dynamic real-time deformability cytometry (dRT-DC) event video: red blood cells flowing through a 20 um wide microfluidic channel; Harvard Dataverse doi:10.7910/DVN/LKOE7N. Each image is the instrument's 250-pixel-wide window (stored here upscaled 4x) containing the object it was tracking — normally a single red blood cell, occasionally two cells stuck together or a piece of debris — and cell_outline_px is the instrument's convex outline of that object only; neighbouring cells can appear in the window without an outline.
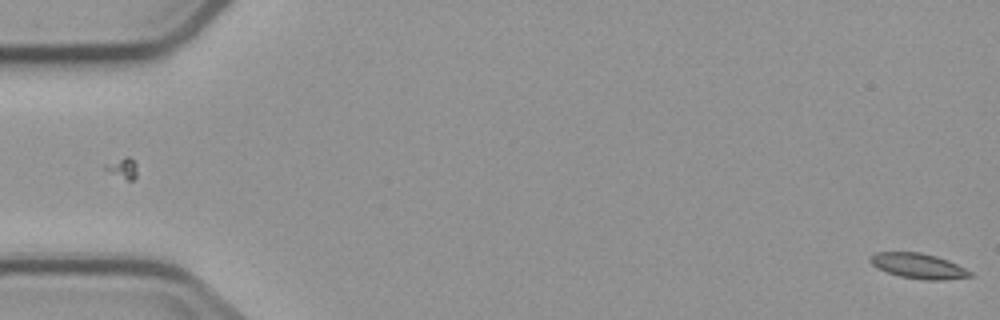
{"species": "common noctule bat (a hibernating species)", "species_latin": "Nyctalus noctula", "temperature_condition": "cold", "stored_images_in_passage": 2, "camera_frame_rate_fps": 3000, "um_per_image_px": 0.085, "animal": {"sex": "male", "body_mass_g": 23.1, "forearm_length_mm": 52.7}, "frame": {"image": 1, "passage_image": 2, "time_ms": 1.333, "image_size_px": [1000, 320], "cell_outline_px": [[972, 276], [944, 280], [924, 280], [900, 276], [888, 272], [872, 264], [868, 260], [876, 252], [920, 252], [936, 256], [948, 260], [972, 272]], "centroid_in_image_um": [78.08, 22.6], "position_along_channel_um": 6.9, "area_um2": 14.45}}